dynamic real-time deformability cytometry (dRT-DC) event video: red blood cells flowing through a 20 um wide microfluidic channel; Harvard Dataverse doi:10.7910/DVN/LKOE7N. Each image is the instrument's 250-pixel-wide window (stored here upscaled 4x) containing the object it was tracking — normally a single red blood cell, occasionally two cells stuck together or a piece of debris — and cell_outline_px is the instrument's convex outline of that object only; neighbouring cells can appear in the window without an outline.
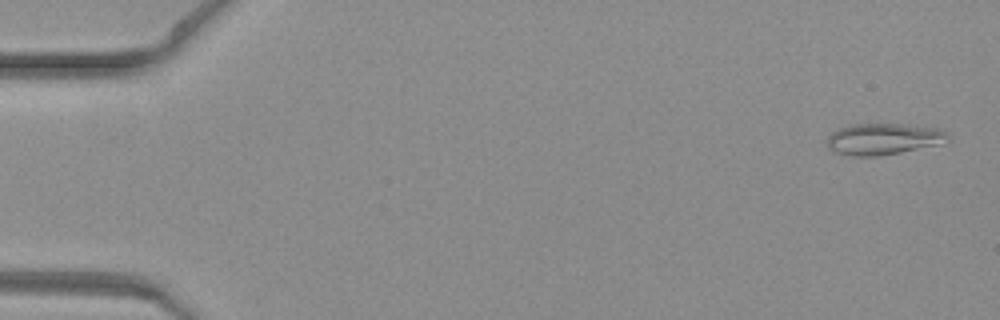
{"species": "common noctule bat (a hibernating species)", "species_latin": "Nyctalus noctula", "temperature_condition": "warm", "stored_images_in_passage": 48, "camera_frame_rate_fps": 3000, "um_per_image_px": 0.085, "animal": {"sex": "female", "body_mass_g": 19.3, "forearm_length_mm": 54.1}, "frame": {"image": 1, "passage_image": 1, "time_ms": 0.0, "image_size_px": [1000, 320], "cell_outline_px": [[948, 140], [940, 144], [880, 156], [852, 156], [836, 152], [828, 148], [828, 136], [832, 132], [840, 128], [852, 124], [900, 124], [940, 128], [948, 136]], "centroid_in_image_um": [75.08, 11.81], "position_along_channel_um": 9.9, "area_um2": 21.91}}
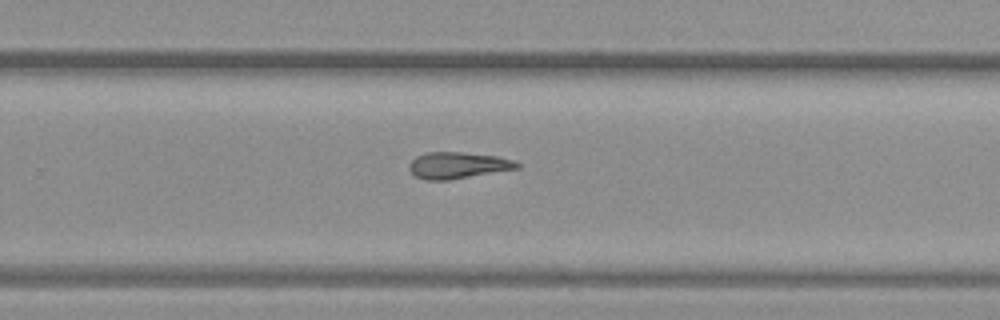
{"frame": {"image": 2, "passage_image": 31, "time_ms": 10.0, "image_size_px": [1000, 320], "cell_outline_px": [[520, 168], [448, 180], [424, 180], [416, 176], [408, 168], [408, 164], [416, 156], [428, 152], [464, 152], [496, 156], [516, 160], [520, 164]], "centroid_in_image_um": [38.93, 14.05], "position_along_channel_um": 290.9, "area_um2": 16.7}}
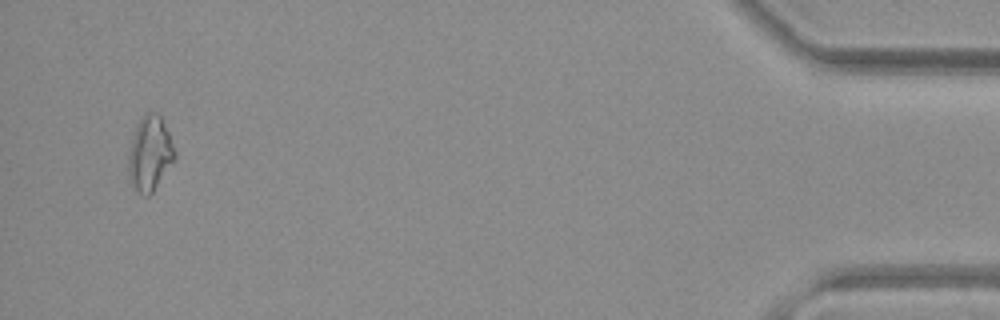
{"frame": {"image": 3, "passage_image": 46, "time_ms": 15.0, "image_size_px": [1000, 320], "cell_outline_px": [[176, 160], [152, 192], [148, 196], [144, 196], [128, 180], [128, 152], [136, 128], [144, 112], [156, 112], [160, 116], [168, 132], [176, 152]], "centroid_in_image_um": [12.75, 13.06], "position_along_channel_um": 422.5, "area_um2": 20.11}}